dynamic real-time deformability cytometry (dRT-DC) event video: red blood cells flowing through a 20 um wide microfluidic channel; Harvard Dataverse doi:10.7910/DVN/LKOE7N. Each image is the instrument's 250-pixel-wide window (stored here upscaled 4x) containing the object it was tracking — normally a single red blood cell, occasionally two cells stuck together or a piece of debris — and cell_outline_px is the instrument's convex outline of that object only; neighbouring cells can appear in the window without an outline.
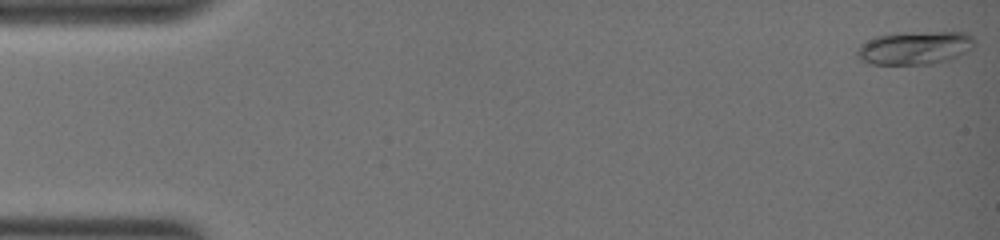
{"species": "common noctule bat (a hibernating species)", "species_latin": "Nyctalus noctula", "temperature_condition": "warm", "stored_images_in_passage": 22, "camera_frame_rate_fps": 3000, "um_per_image_px": 0.085, "animal": {"sex": "female", "body_mass_g": 19.0, "forearm_length_mm": 51.5}, "frame": {"image": 1, "passage_image": 1, "time_ms": 0.0, "image_size_px": [1000, 240], "cell_outline_px": [[976, 44], [972, 48], [948, 60], [932, 64], [868, 64], [860, 60], [856, 56], [856, 48], [860, 44], [876, 36], [904, 32], [968, 32], [976, 40]], "centroid_in_image_um": [77.74, 4.06], "position_along_channel_um": 7.3, "area_um2": 23.0}}
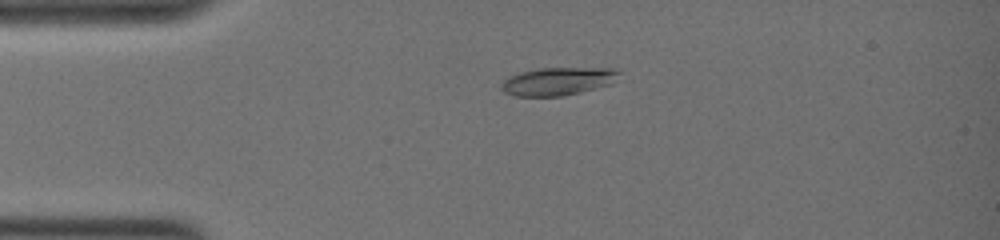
{"frame": {"image": 2, "passage_image": 13, "time_ms": 4.0, "image_size_px": [1000, 240], "cell_outline_px": [[620, 72], [612, 84], [580, 92], [560, 96], [516, 96], [504, 92], [504, 80], [508, 76], [520, 72], [540, 68], [612, 68]], "centroid_in_image_um": [47.44, 6.9], "position_along_channel_um": 37.6, "area_um2": 18.9}}